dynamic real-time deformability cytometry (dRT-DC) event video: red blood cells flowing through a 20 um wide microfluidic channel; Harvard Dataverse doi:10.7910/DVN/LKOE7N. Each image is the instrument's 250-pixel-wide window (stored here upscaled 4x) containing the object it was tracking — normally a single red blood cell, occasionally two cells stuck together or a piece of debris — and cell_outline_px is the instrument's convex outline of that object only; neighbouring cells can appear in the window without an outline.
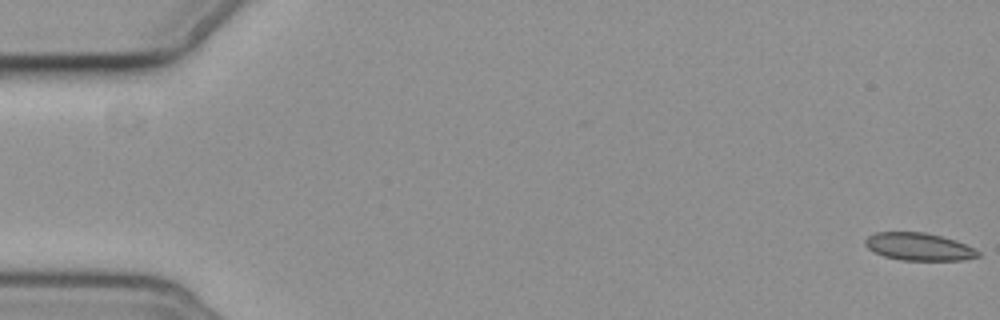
{"species": "common noctule bat (a hibernating species)", "species_latin": "Nyctalus noctula", "temperature_condition": "cold", "stored_images_in_passage": 6, "segment_of_instrument_passage": [1, 2], "camera_frame_rate_fps": 3000, "um_per_image_px": 0.085, "animal": {"sex": "female", "body_mass_g": 19.3, "forearm_length_mm": 54.1}, "frame": {"image": 1, "passage_image": 1, "time_ms": 0.0, "image_size_px": [1000, 320], "cell_outline_px": [[980, 256], [964, 260], [900, 260], [884, 256], [868, 248], [864, 244], [864, 240], [868, 236], [876, 232], [924, 232], [956, 240], [980, 252]], "centroid_in_image_um": [78.09, 20.97], "position_along_channel_um": 6.9, "area_um2": 18.03}}
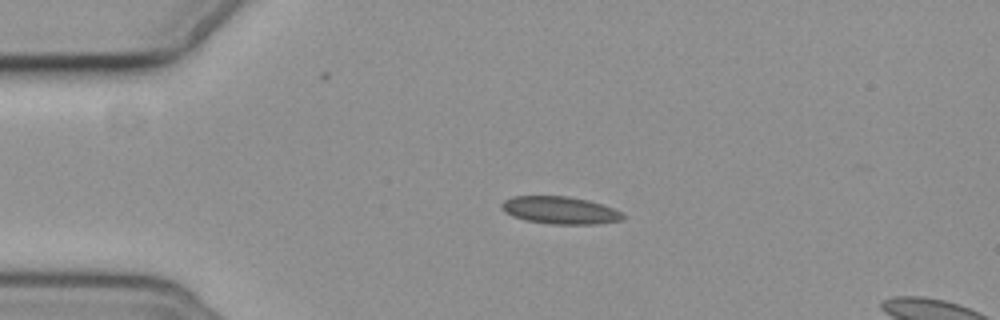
{"frame": {"image": 2, "passage_image": 4, "time_ms": 4.333, "image_size_px": [1000, 320], "cell_outline_px": [[624, 220], [600, 224], [548, 224], [524, 220], [512, 216], [504, 212], [500, 208], [500, 204], [504, 200], [512, 196], [568, 196], [588, 200], [612, 208], [620, 212], [624, 216]], "centroid_in_image_um": [47.56, 17.88], "position_along_channel_um": 37.4, "area_um2": 19.59}}